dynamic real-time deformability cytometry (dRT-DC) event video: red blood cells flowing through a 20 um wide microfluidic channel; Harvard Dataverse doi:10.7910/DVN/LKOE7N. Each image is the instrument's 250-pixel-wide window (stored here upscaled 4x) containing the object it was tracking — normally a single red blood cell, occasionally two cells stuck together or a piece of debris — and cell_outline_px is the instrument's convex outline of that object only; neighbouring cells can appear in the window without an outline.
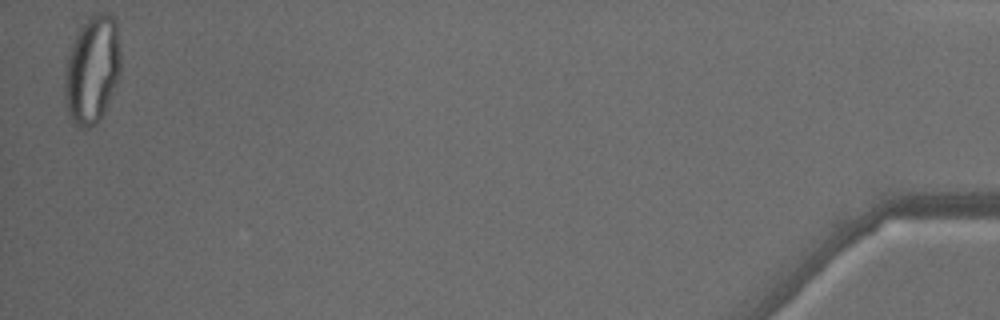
{"species": "common noctule bat (a hibernating species)", "species_latin": "Nyctalus noctula", "temperature_condition": "warm", "stored_images_in_passage": 34, "camera_frame_rate_fps": 3000, "um_per_image_px": 0.085, "animal": {"sex": "male", "body_mass_g": 18.8}, "frame": {"image": 1, "passage_image": 34, "time_ms": 11.0, "image_size_px": [1000, 320], "cell_outline_px": [[120, 72], [116, 84], [104, 112], [96, 124], [88, 128], [80, 128], [72, 120], [68, 112], [64, 96], [64, 80], [68, 52], [80, 28], [96, 12], [108, 12], [116, 20], [120, 48]], "centroid_in_image_um": [7.84, 5.92], "position_along_channel_um": 427.4, "area_um2": 35.14}}